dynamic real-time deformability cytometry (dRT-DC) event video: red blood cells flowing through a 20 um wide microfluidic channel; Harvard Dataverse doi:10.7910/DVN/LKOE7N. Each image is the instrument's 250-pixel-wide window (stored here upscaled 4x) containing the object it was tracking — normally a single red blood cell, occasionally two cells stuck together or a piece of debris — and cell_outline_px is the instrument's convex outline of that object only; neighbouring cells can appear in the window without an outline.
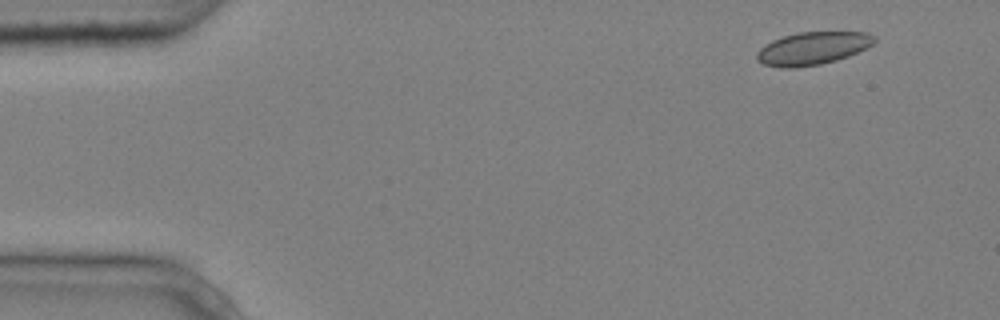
{"species": "common noctule bat (a hibernating species)", "species_latin": "Nyctalus noctula", "temperature_condition": "cold", "stored_images_in_passage": 4, "camera_frame_rate_fps": 3000, "um_per_image_px": 0.085, "animal": {"sex": "male", "body_mass_g": 20.4}, "frame": {"image": 1, "passage_image": 1, "time_ms": 0.0, "image_size_px": [1000, 320], "cell_outline_px": [[876, 40], [872, 44], [848, 56], [836, 60], [820, 64], [792, 68], [780, 68], [764, 64], [756, 60], [756, 52], [764, 44], [772, 40], [796, 32], [868, 32], [876, 36]], "centroid_in_image_um": [69.03, 4.1], "position_along_channel_um": 16.0, "area_um2": 22.48}}
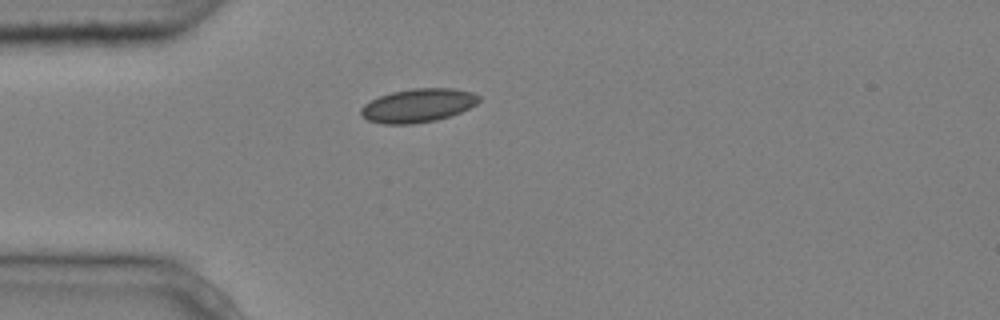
{"frame": {"image": 2, "passage_image": 4, "time_ms": 1.0, "image_size_px": [1000, 320], "cell_outline_px": [[480, 100], [476, 104], [460, 112], [436, 120], [412, 124], [384, 124], [368, 120], [360, 112], [360, 108], [364, 104], [380, 96], [392, 92], [412, 88], [452, 88], [472, 92], [480, 96]], "centroid_in_image_um": [35.53, 8.96], "position_along_channel_um": 49.5, "area_um2": 22.95}}